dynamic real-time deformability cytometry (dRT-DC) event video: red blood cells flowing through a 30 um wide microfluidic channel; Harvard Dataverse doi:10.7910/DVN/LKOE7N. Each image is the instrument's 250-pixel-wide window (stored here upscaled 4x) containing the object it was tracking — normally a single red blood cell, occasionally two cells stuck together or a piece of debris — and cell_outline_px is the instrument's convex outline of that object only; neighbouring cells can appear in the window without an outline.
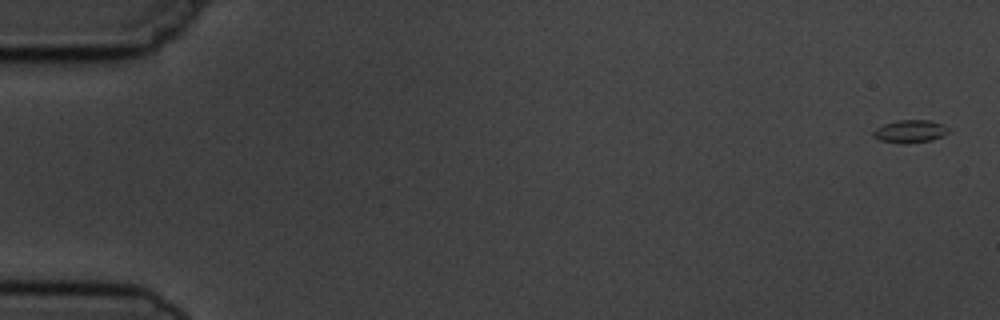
{"species": "common noctule bat (a hibernating species)", "species_latin": "Nyctalus noctula", "temperature_condition": "cold", "stored_images_in_passage": 8, "camera_frame_rate_fps": 3000, "um_per_image_px": 0.085, "animal": {"sex": "male", "body_mass_g": 19.5, "forearm_length_mm": 54.6}, "frame": {"image": 1, "passage_image": 1, "time_ms": 0.0, "image_size_px": [1000, 320], "cell_outline_px": [[948, 132], [944, 136], [932, 140], [904, 144], [900, 144], [880, 140], [872, 136], [872, 132], [876, 128], [884, 124], [896, 120], [928, 120], [944, 124], [948, 128]], "centroid_in_image_um": [77.35, 11.17], "position_along_channel_um": 7.6, "area_um2": 10.12}}